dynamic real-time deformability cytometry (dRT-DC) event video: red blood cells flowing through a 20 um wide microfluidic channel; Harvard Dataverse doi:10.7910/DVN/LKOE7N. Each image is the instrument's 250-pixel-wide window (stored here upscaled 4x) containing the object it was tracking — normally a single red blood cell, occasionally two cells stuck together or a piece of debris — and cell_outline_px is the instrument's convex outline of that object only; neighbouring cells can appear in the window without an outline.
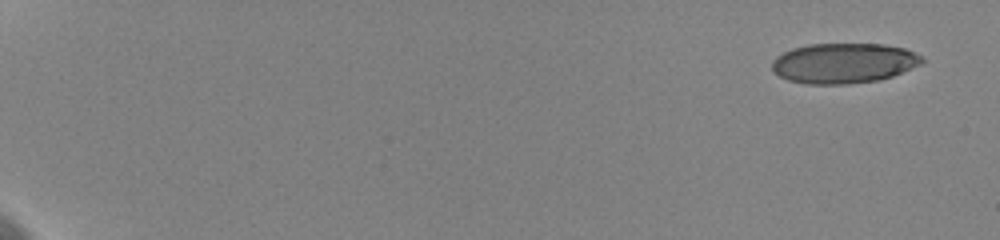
{"species": "human", "species_latin": "Homo sapiens", "temperature_condition": "cold", "stored_images_in_passage": 16, "camera_frame_rate_fps": 3000, "um_per_image_px": 0.085, "donor": {"sex": "female"}, "frame": {"image": 1, "passage_image": 1, "time_ms": 0.0, "image_size_px": [1000, 240], "cell_outline_px": [[924, 60], [920, 64], [892, 76], [876, 80], [848, 84], [808, 84], [788, 80], [780, 76], [772, 68], [772, 60], [776, 56], [792, 48], [808, 44], [884, 44], [904, 48], [924, 56]], "centroid_in_image_um": [71.71, 5.36], "position_along_channel_um": 13.3, "area_um2": 35.03}}